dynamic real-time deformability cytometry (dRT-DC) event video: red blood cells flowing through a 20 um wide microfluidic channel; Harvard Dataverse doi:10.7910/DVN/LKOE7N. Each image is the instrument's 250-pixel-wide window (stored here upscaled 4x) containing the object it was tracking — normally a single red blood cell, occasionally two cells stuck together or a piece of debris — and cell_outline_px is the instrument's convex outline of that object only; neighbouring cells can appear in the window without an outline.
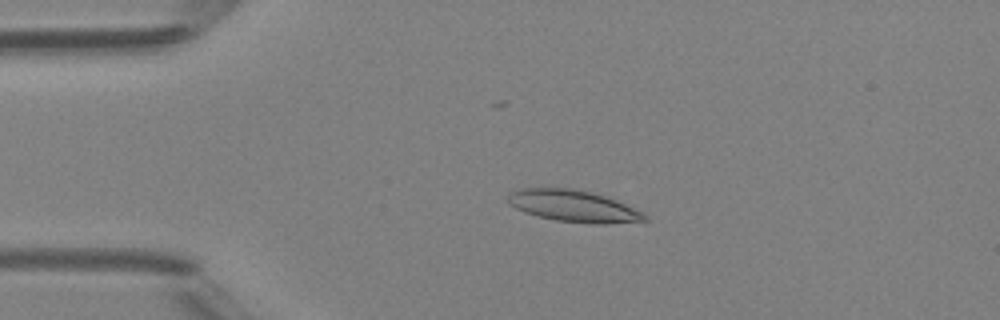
{"species": "Egyptian fruit bat (a non-hibernating species)", "species_latin": "Rousettus aegyptiacus", "temperature_condition": "room temperature", "stored_images_in_passage": 5, "camera_frame_rate_fps": 3000, "um_per_image_px": 0.085, "animal": {"sex": "female"}, "frame": {"image": 1, "passage_image": 4, "time_ms": 3.333, "image_size_px": [1000, 320], "cell_outline_px": [[648, 220], [608, 224], [596, 224], [556, 220], [536, 216], [524, 212], [508, 204], [508, 192], [520, 188], [572, 188], [592, 192], [604, 196], [644, 212], [648, 216]], "centroid_in_image_um": [48.72, 17.51], "position_along_channel_um": 36.3, "area_um2": 25.32}}